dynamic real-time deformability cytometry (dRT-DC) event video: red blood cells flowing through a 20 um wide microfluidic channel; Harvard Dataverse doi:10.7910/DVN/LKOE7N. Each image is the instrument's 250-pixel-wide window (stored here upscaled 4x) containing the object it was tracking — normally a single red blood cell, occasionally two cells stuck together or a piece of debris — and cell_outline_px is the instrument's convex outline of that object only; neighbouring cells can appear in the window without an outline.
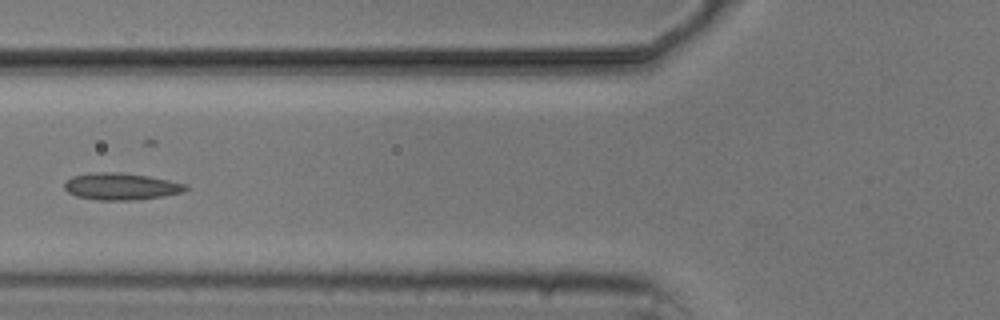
{"species": "common noctule bat (a hibernating species)", "species_latin": "Nyctalus noctula", "temperature_condition": "cold", "stored_images_in_passage": 6, "camera_frame_rate_fps": 3000, "um_per_image_px": 0.085, "animal": {"sex": "male", "body_mass_g": 20.5, "forearm_length_mm": 52.5}, "frame": {"image": 1, "passage_image": 5, "time_ms": 4.667, "image_size_px": [1000, 320], "cell_outline_px": [[192, 188], [184, 192], [164, 196], [132, 200], [100, 200], [76, 196], [68, 192], [64, 188], [64, 184], [72, 176], [92, 172], [120, 172], [148, 176], [188, 184]], "centroid_in_image_um": [10.34, 15.84], "position_along_channel_um": 115.5, "area_um2": 19.13}}
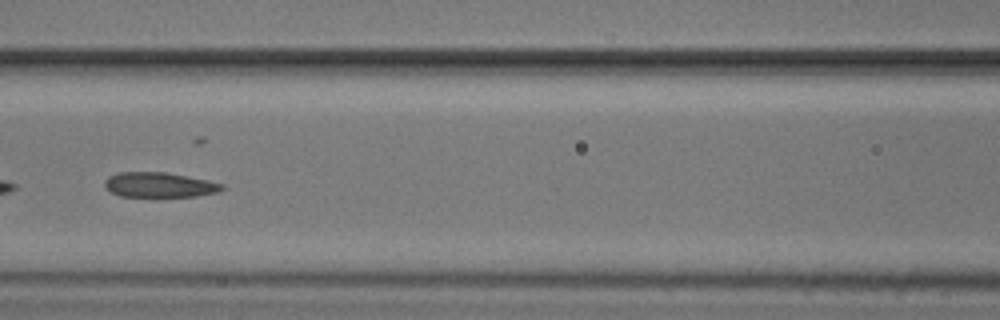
{"frame": {"image": 2, "passage_image": 6, "time_ms": 5.667, "image_size_px": [1000, 320], "cell_outline_px": [[224, 188], [216, 192], [196, 196], [120, 196], [104, 188], [104, 180], [108, 176], [116, 172], [164, 172], [208, 180], [224, 184]], "centroid_in_image_um": [13.49, 15.7], "position_along_channel_um": 153.1, "area_um2": 16.99}}